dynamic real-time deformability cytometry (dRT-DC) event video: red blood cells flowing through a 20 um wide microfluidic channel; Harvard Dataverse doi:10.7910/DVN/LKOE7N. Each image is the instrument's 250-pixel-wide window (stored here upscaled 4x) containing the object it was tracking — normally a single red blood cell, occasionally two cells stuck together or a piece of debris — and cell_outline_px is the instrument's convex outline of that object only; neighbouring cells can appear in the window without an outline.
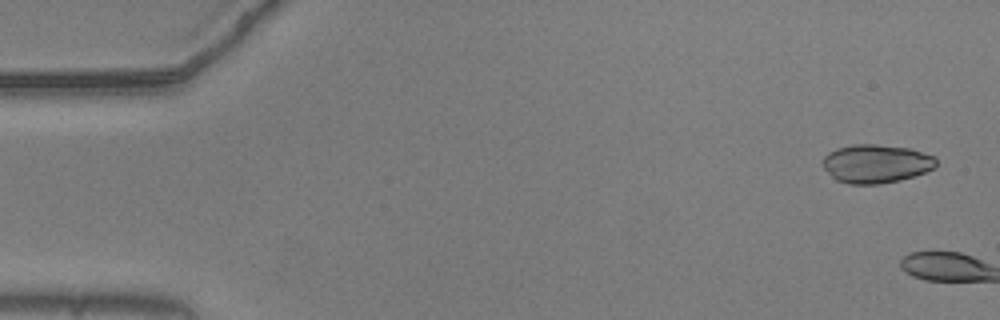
{"species": "common noctule bat (a hibernating species)", "species_latin": "Nyctalus noctula", "temperature_condition": "warm", "stored_images_in_passage": 5, "camera_frame_rate_fps": 3000, "um_per_image_px": 0.085, "animal": {"sex": "male", "body_mass_g": 20.5, "forearm_length_mm": 52.5}, "frame": {"image": 1, "passage_image": 3, "time_ms": 0.667, "image_size_px": [1000, 320], "cell_outline_px": [[936, 168], [900, 180], [880, 184], [848, 184], [836, 180], [824, 168], [824, 156], [828, 152], [836, 148], [856, 144], [876, 144], [912, 148], [936, 156]], "centroid_in_image_um": [74.5, 13.9], "position_along_channel_um": 10.5, "area_um2": 25.61}}